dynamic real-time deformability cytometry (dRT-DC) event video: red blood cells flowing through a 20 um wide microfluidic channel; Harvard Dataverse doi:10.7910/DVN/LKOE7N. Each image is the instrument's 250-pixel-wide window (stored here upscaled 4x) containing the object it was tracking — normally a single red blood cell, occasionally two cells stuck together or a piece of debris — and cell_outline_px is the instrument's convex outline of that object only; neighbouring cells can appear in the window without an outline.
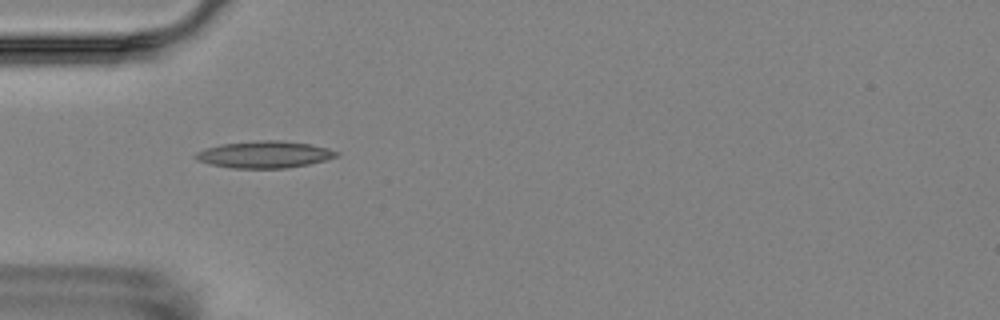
{"species": "Egyptian fruit bat (a non-hibernating species)", "species_latin": "Rousettus aegyptiacus", "temperature_condition": "room temperature", "stored_images_in_passage": 6, "camera_frame_rate_fps": 3000, "um_per_image_px": 0.085, "animal": {"sex": "female"}, "frame": {"image": 1, "passage_image": 5, "time_ms": 5.0, "image_size_px": [1000, 320], "cell_outline_px": [[340, 152], [336, 156], [324, 160], [308, 164], [288, 168], [232, 168], [212, 164], [196, 160], [192, 156], [196, 152], [204, 148], [220, 144], [264, 140], [280, 140], [308, 144], [328, 148]], "centroid_in_image_um": [22.43, 13.13], "position_along_channel_um": 62.6, "area_um2": 21.96}}